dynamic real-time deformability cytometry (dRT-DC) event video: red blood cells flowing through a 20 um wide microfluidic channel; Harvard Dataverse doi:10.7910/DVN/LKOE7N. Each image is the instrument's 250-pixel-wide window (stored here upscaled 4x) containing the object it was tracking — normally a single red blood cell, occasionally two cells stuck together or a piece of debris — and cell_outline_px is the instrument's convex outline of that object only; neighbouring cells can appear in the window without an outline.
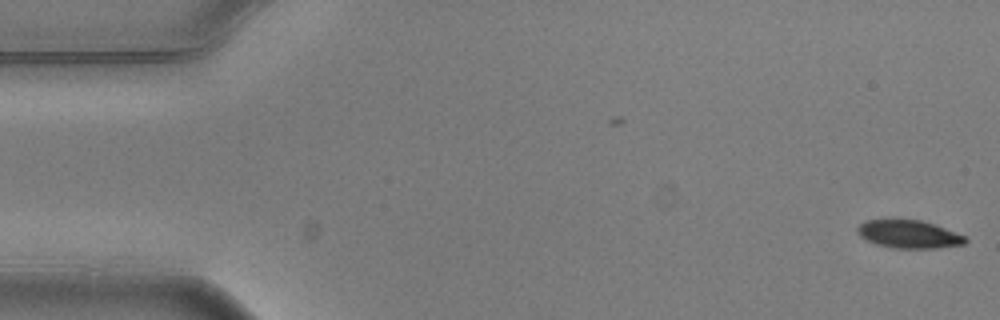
{"species": "common noctule bat (a hibernating species)", "species_latin": "Nyctalus noctula", "temperature_condition": "warm", "stored_images_in_passage": 5, "segment_of_instrument_passage": [1, 2], "camera_frame_rate_fps": 3000, "um_per_image_px": 0.085, "animal": {"sex": "male", "body_mass_g": 20.5, "forearm_length_mm": 52.5}, "frame": {"image": 1, "passage_image": 1, "time_ms": 0.0, "image_size_px": [1000, 320], "cell_outline_px": [[968, 240], [964, 244], [936, 248], [896, 248], [876, 244], [860, 236], [856, 232], [856, 228], [864, 220], [920, 220], [944, 228], [964, 236]], "centroid_in_image_um": [77.22, 19.91], "position_along_channel_um": 7.8, "area_um2": 17.28}}